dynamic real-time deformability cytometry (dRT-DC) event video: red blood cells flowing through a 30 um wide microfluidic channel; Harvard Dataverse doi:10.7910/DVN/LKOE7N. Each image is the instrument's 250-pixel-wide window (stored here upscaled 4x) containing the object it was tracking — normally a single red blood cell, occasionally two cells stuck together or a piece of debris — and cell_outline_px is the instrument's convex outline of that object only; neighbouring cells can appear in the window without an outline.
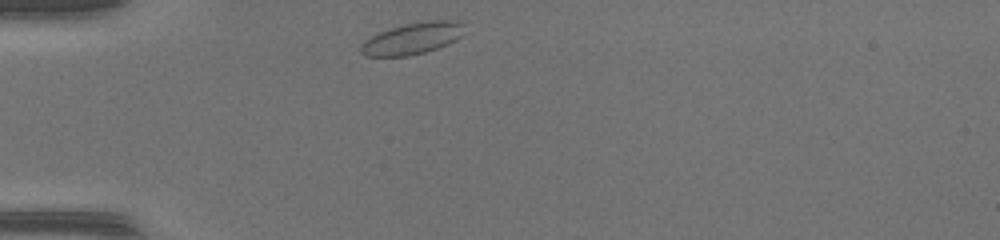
{"species": "common noctule bat (a hibernating species)", "species_latin": "Nyctalus noctula", "temperature_condition": "warm", "stored_images_in_passage": 31, "camera_frame_rate_fps": 3000, "um_per_image_px": 0.085, "animal": {"sex": "female", "body_mass_g": 17.0, "forearm_length_mm": 48.0}, "frame": {"image": 1, "passage_image": 1, "time_ms": 0.0, "image_size_px": [1000, 240], "cell_outline_px": [[464, 24], [460, 36], [456, 40], [436, 48], [424, 52], [408, 56], [364, 56], [360, 52], [360, 44], [364, 40], [388, 28], [428, 20], [456, 20]], "centroid_in_image_um": [35.02, 3.27], "position_along_channel_um": 50.0, "area_um2": 18.9}}
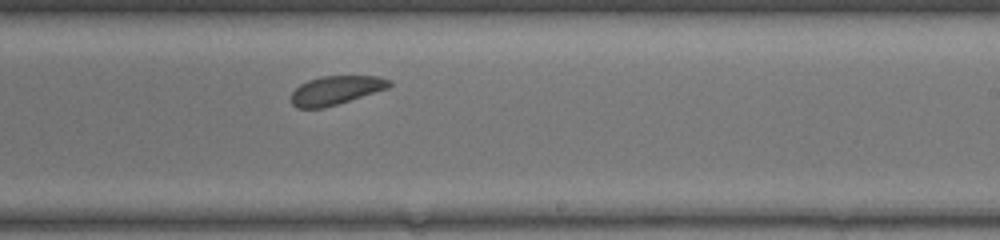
{"frame": {"image": 2, "passage_image": 18, "time_ms": 5.667, "image_size_px": [1000, 240], "cell_outline_px": [[392, 84], [388, 88], [324, 108], [296, 108], [292, 104], [292, 92], [300, 84], [308, 80], [320, 76], [380, 76], [392, 80]], "centroid_in_image_um": [28.56, 7.66], "position_along_channel_um": 260.4, "area_um2": 16.42}}
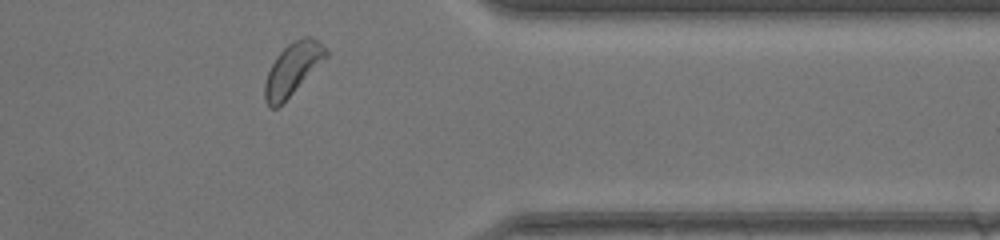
{"frame": {"image": 3, "passage_image": 28, "time_ms": 9.0, "image_size_px": [1000, 240], "cell_outline_px": [[328, 56], [276, 108], [268, 108], [264, 100], [264, 84], [268, 72], [276, 56], [288, 44], [304, 36], [312, 36], [328, 52]], "centroid_in_image_um": [24.83, 5.86], "position_along_channel_um": 386.6, "area_um2": 17.98}, "authors_computed_cell_mechanics": {"area_um2": 17.2244, "velocity_mm_per_s": 4.0931, "shape_relaxation_time_tau1_ms": null, "shape_relaxation_time_tau2_ms": 3.1176, "deformation_change_tau1": null, "deformation_change_tau2": 0.0882}}